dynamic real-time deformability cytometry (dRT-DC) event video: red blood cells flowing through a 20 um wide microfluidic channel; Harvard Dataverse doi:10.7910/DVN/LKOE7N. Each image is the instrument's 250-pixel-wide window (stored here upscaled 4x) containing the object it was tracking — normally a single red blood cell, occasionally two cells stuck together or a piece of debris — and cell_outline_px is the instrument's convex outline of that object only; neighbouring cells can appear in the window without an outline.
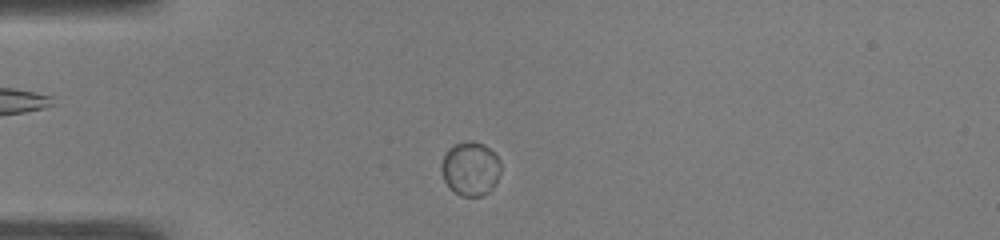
{"species": "common noctule bat (a hibernating species)", "species_latin": "Nyctalus noctula", "temperature_condition": "warm", "stored_images_in_passage": 40, "camera_frame_rate_fps": 3000, "um_per_image_px": 0.085, "animal": {"sex": "male", "body_mass_g": 19.0, "forearm_length_mm": 50.8}, "frame": {"image": 1, "passage_image": 2, "time_ms": 0.333, "image_size_px": [1000, 240], "cell_outline_px": [[500, 172], [496, 184], [488, 192], [480, 196], [460, 196], [452, 192], [444, 180], [440, 168], [440, 164], [448, 148], [456, 144], [468, 140], [484, 144], [500, 160]], "centroid_in_image_um": [39.97, 14.35], "position_along_channel_um": 45.0, "area_um2": 18.79}}
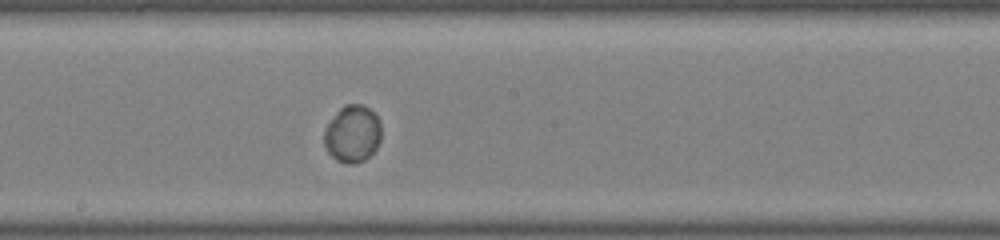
{"frame": {"image": 2, "passage_image": 17, "time_ms": 5.333, "image_size_px": [1000, 240], "cell_outline_px": [[380, 140], [376, 148], [364, 160], [356, 164], [348, 164], [336, 160], [328, 152], [324, 144], [324, 132], [328, 124], [336, 112], [344, 104], [360, 104], [368, 108], [376, 116], [380, 124]], "centroid_in_image_um": [29.95, 11.39], "position_along_channel_um": 218.3, "area_um2": 18.84}}
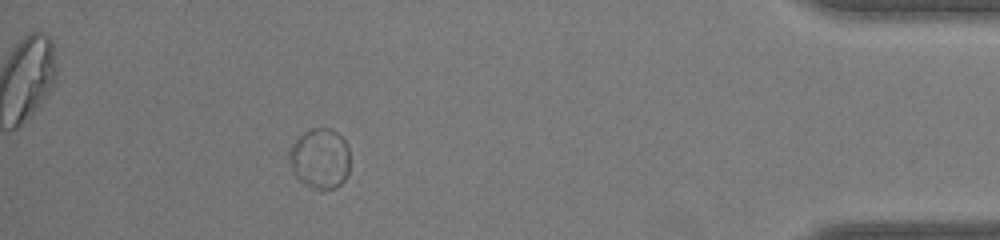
{"frame": {"image": 3, "passage_image": 35, "time_ms": 11.333, "image_size_px": [1000, 240], "cell_outline_px": [[348, 176], [336, 188], [312, 188], [304, 184], [296, 176], [292, 168], [288, 156], [288, 152], [292, 144], [304, 132], [312, 128], [332, 128], [344, 140], [348, 148]], "centroid_in_image_um": [27.19, 13.46], "position_along_channel_um": 408.0, "area_um2": 21.15}}